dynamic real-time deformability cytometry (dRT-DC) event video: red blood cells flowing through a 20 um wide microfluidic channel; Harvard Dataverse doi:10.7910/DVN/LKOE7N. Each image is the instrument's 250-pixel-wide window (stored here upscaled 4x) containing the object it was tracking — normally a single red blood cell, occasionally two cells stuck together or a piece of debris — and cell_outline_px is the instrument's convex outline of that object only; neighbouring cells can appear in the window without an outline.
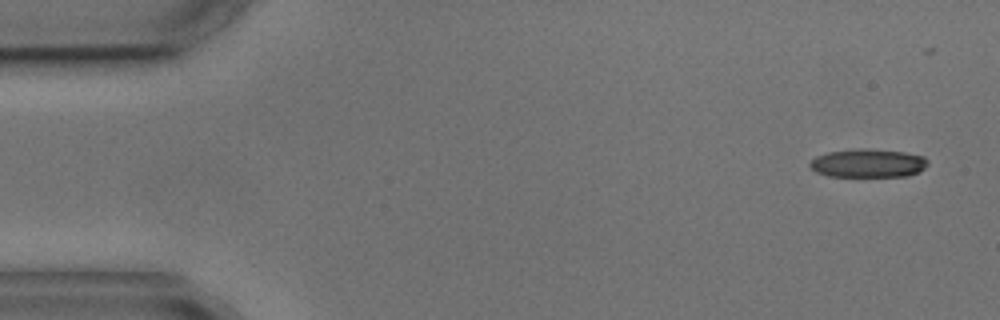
{"species": "common noctule bat (a hibernating species)", "species_latin": "Nyctalus noctula", "temperature_condition": "cold", "stored_images_in_passage": 3, "camera_frame_rate_fps": 3000, "um_per_image_px": 0.085, "animal": {"sex": "male", "body_mass_g": 17.9, "forearm_length_mm": 54.2}, "frame": {"image": 1, "passage_image": 1, "time_ms": 0.0, "image_size_px": [1000, 320], "cell_outline_px": [[928, 164], [924, 168], [908, 176], [828, 176], [816, 172], [808, 164], [816, 156], [828, 152], [860, 148], [904, 152], [924, 156], [928, 160]], "centroid_in_image_um": [73.78, 13.87], "position_along_channel_um": 11.2, "area_um2": 19.42}}